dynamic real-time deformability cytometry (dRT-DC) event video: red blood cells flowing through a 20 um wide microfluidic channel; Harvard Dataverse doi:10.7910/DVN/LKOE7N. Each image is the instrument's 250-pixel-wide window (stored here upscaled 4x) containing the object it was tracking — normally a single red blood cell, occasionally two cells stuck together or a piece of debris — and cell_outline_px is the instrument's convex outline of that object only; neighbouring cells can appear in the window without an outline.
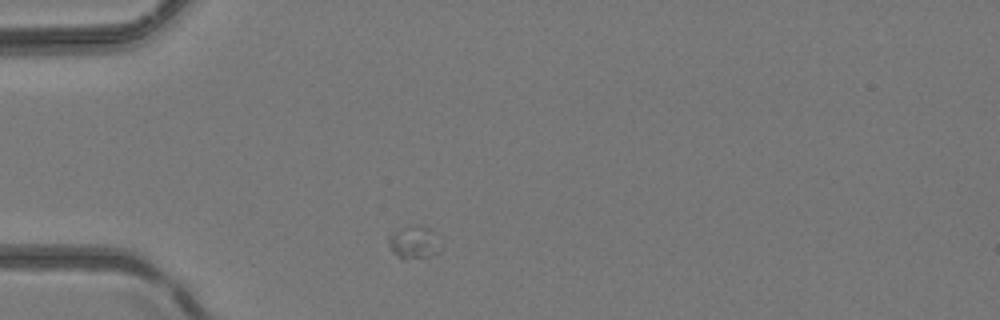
{"species": "common noctule bat (a hibernating species)", "species_latin": "Nyctalus noctula", "temperature_condition": "room temperature", "stored_images_in_passage": 1, "camera_frame_rate_fps": 3000, "um_per_image_px": 0.085, "animal": {"sex": "female", "body_mass_g": 24.6, "forearm_length_mm": 56.2}, "frame": {"image": 1, "passage_image": 1, "time_ms": 0.0, "image_size_px": [1000, 320], "cell_outline_px": [[440, 252], [428, 256], [404, 260], [400, 260], [396, 256], [388, 244], [388, 232], [408, 224], [420, 224], [436, 232], [440, 248]], "centroid_in_image_um": [35.14, 20.56], "position_along_channel_um": 49.9, "area_um2": 10.52}}